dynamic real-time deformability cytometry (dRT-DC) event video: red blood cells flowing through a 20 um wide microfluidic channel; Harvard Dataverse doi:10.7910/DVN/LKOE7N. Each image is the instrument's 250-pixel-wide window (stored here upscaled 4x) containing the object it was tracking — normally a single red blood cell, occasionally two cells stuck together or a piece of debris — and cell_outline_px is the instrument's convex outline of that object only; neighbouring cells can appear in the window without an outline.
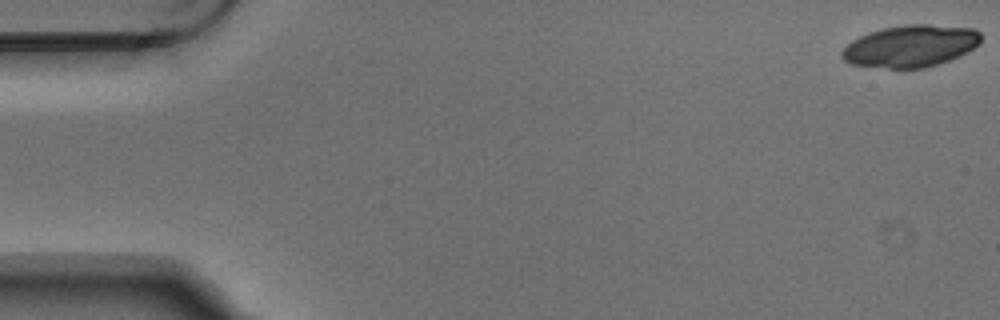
{"species": "Egyptian fruit bat (a non-hibernating species)", "species_latin": "Rousettus aegyptiacus", "temperature_condition": "warm", "stored_images_in_passage": 6, "camera_frame_rate_fps": 3000, "um_per_image_px": 0.085, "animal": {"sex": "male"}, "frame": {"image": 1, "passage_image": 1, "time_ms": 0.0, "image_size_px": [1000, 320], "cell_outline_px": [[980, 44], [960, 56], [924, 68], [888, 68], [852, 64], [844, 60], [840, 56], [840, 52], [852, 40], [860, 36], [884, 28], [904, 24], [928, 24], [976, 28], [980, 32]], "centroid_in_image_um": [77.42, 3.9], "position_along_channel_um": 7.6, "area_um2": 33.93}}